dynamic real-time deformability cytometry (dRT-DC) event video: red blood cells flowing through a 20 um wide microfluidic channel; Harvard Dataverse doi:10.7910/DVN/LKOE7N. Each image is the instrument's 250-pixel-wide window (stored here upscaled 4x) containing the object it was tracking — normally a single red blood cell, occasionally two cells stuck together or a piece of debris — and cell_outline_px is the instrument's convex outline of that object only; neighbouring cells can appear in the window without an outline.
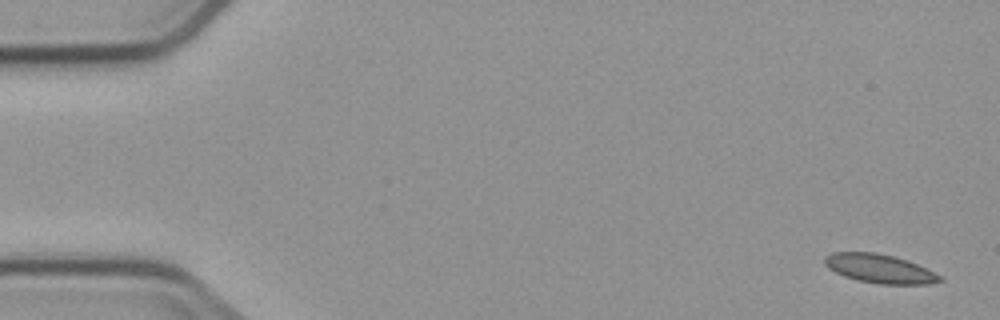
{"species": "common noctule bat (a hibernating species)", "species_latin": "Nyctalus noctula", "temperature_condition": "cold", "stored_images_in_passage": 5, "segment_of_instrument_passage": [1, 2], "camera_frame_rate_fps": 3000, "um_per_image_px": 0.085, "animal": {"sex": "male", "body_mass_g": 23.1, "forearm_length_mm": 52.7}, "frame": {"image": 1, "passage_image": 1, "time_ms": 0.0, "image_size_px": [1000, 320], "cell_outline_px": [[944, 280], [928, 284], [880, 284], [860, 280], [844, 276], [828, 268], [824, 264], [824, 256], [832, 252], [876, 252], [892, 256], [916, 264], [944, 276]], "centroid_in_image_um": [74.77, 22.83], "position_along_channel_um": 10.2, "area_um2": 19.25}}
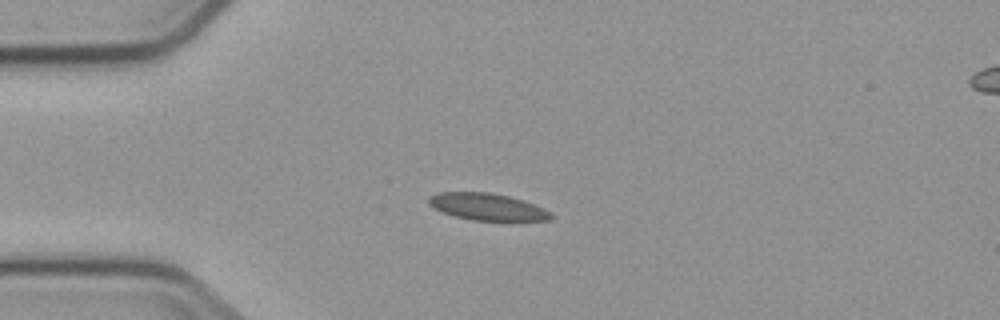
{"frame": {"image": 2, "passage_image": 4, "time_ms": 4.0, "image_size_px": [1000, 320], "cell_outline_px": [[552, 220], [512, 224], [508, 224], [472, 220], [456, 216], [444, 212], [428, 204], [428, 196], [440, 192], [488, 192], [508, 196], [524, 200], [544, 208], [552, 212]], "centroid_in_image_um": [41.56, 17.64], "position_along_channel_um": 43.4, "area_um2": 20.23}}